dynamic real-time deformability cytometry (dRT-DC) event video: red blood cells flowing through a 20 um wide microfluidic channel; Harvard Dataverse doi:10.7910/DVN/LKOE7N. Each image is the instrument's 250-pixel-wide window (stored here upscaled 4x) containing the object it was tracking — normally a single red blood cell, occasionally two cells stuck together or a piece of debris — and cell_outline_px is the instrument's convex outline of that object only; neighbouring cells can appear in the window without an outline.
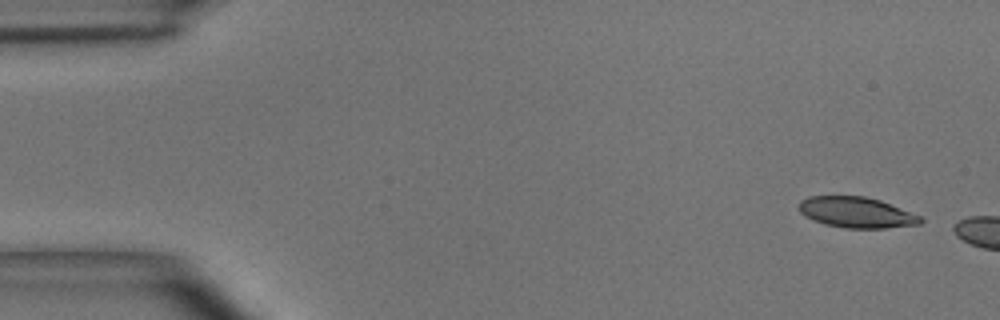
{"species": "common noctule bat (a hibernating species)", "species_latin": "Nyctalus noctula", "temperature_condition": "room temperature", "stored_images_in_passage": 2, "camera_frame_rate_fps": 3000, "um_per_image_px": 0.085, "animal": {"sex": "male", "body_mass_g": 15.6}, "frame": {"image": 1, "passage_image": 1, "time_ms": 0.0, "image_size_px": [1000, 320], "cell_outline_px": [[924, 220], [920, 224], [884, 228], [844, 228], [824, 224], [812, 220], [800, 212], [800, 200], [808, 196], [864, 196], [880, 200], [920, 216]], "centroid_in_image_um": [72.78, 18.05], "position_along_channel_um": 12.2, "area_um2": 21.68}}